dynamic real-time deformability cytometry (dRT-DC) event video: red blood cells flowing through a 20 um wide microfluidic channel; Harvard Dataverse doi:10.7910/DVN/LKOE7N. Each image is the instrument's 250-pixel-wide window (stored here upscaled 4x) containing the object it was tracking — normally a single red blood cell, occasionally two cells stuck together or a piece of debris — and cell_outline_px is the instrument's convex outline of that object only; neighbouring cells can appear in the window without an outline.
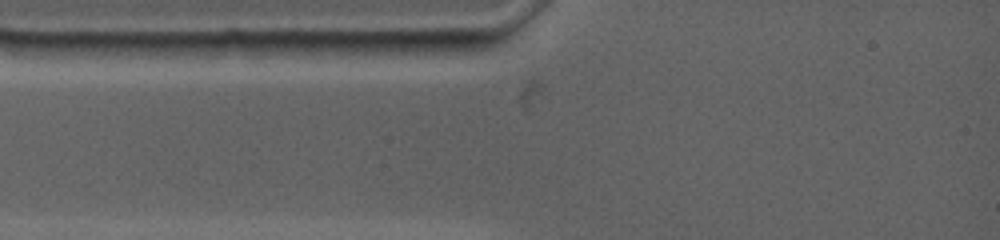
{"species": "common noctule bat (a hibernating species)", "species_latin": "Nyctalus noctula", "temperature_condition": "warm", "stored_images_in_passage": 1, "camera_frame_rate_fps": 4500, "um_per_image_px": 0.085, "animal": {"sex": "female", "body_mass_g": 19.0, "forearm_length_mm": 53.3}, "frame": {"image": 1, "passage_image": 1, "time_ms": 0.0, "image_size_px": [1000, 240], "cell_outline_px": [[508, 32], [500, 40], [488, 48], [464, 56], [420, 60], [404, 52], [396, 44], [396, 40]], "centroid_in_image_um": [38.11, 3.87], "position_along_channel_um": 46.9, "area_um2": 13.47}}